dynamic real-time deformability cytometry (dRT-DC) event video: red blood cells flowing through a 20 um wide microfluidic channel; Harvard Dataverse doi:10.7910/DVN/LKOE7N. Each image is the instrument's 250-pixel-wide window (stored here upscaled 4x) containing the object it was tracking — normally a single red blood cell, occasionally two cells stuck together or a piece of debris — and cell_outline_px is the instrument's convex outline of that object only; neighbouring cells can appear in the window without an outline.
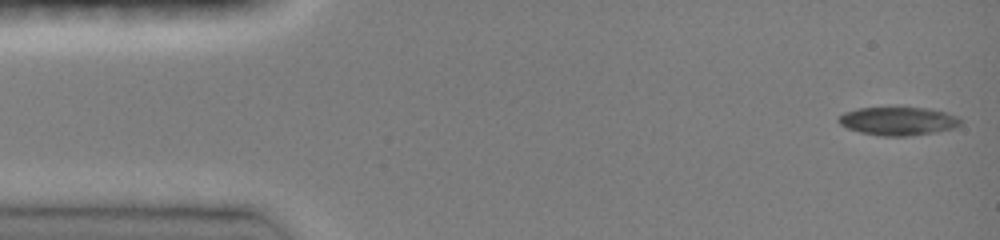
{"species": "common noctule bat (a hibernating species)", "species_latin": "Nyctalus noctula", "temperature_condition": "room temperature", "stored_images_in_passage": 37, "camera_frame_rate_fps": 3000, "um_per_image_px": 0.085, "animal": {"sex": "female", "body_mass_g": 19.0, "forearm_length_mm": 51.5}, "frame": {"image": 1, "passage_image": 1, "time_ms": 0.0, "image_size_px": [1000, 240], "cell_outline_px": [[960, 124], [952, 128], [936, 132], [908, 136], [880, 136], [860, 132], [848, 128], [840, 124], [836, 120], [844, 112], [856, 108], [900, 104], [928, 108], [944, 112], [956, 116], [960, 120]], "centroid_in_image_um": [76.28, 10.24], "position_along_channel_um": 8.7, "area_um2": 20.98}}
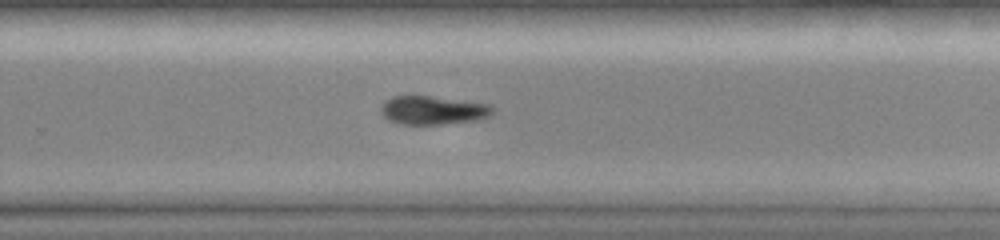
{"frame": {"image": 2, "passage_image": 24, "time_ms": 7.667, "image_size_px": [1000, 240], "cell_outline_px": [[496, 108], [488, 116], [480, 120], [440, 124], [400, 124], [388, 120], [380, 112], [380, 108], [384, 100], [392, 96], [428, 96], [492, 104]], "centroid_in_image_um": [36.8, 9.37], "position_along_channel_um": 293.0, "area_um2": 18.73}}
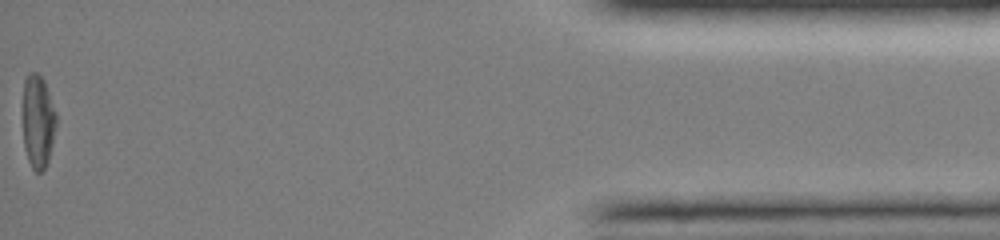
{"frame": {"image": 3, "passage_image": 37, "time_ms": 12.0, "image_size_px": [1000, 240], "cell_outline_px": [[56, 124], [52, 144], [48, 160], [44, 168], [40, 172], [36, 172], [32, 168], [28, 160], [24, 148], [24, 80], [28, 72], [36, 72], [44, 80], [56, 112]], "centroid_in_image_um": [3.23, 10.31], "position_along_channel_um": 432.0, "area_um2": 17.92}, "authors_computed_cell_mechanics": {"area_um2": 19.941, "velocity_mm_per_s": 4.1556, "shape_relaxation_time_tau1_ms": 7.0277, "shape_relaxation_time_tau2_ms": null, "deformation_change_tau1": 0.1642, "deformation_change_tau2": null}}